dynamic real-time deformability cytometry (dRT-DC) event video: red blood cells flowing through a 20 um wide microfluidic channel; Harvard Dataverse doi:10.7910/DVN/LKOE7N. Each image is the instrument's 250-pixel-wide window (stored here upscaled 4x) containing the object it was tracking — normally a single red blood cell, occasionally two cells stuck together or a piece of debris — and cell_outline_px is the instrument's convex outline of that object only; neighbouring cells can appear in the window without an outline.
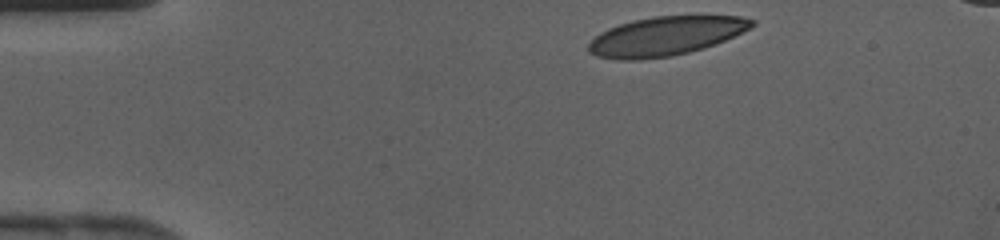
{"species": "human", "species_latin": "Homo sapiens", "temperature_condition": "cold", "stored_images_in_passage": 30, "camera_frame_rate_fps": 3000, "um_per_image_px": 0.085, "donor": {"sex": "female"}, "frame": {"image": 1, "passage_image": 1, "time_ms": 0.0, "image_size_px": [1000, 240], "cell_outline_px": [[756, 24], [724, 40], [704, 48], [672, 56], [640, 60], [616, 60], [596, 56], [588, 52], [588, 44], [600, 32], [608, 28], [632, 20], [652, 16], [740, 16], [756, 20]], "centroid_in_image_um": [56.52, 3.07], "position_along_channel_um": 28.5, "area_um2": 37.05}}
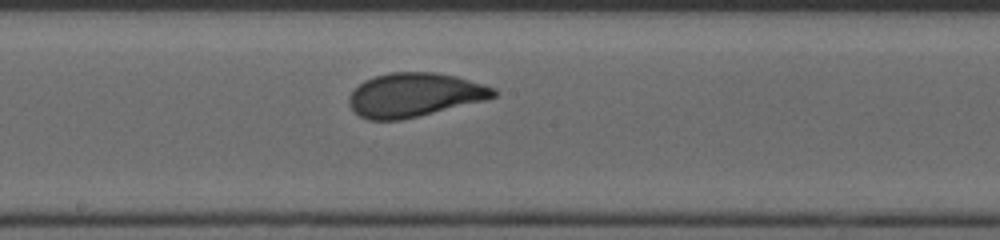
{"frame": {"image": 2, "passage_image": 17, "time_ms": 5.333, "image_size_px": [1000, 240], "cell_outline_px": [[496, 96], [484, 100], [400, 120], [368, 120], [360, 116], [348, 104], [348, 96], [364, 80], [388, 72], [436, 72], [456, 76], [484, 84], [496, 88]], "centroid_in_image_um": [35.22, 8.05], "position_along_channel_um": 213.0, "area_um2": 36.7}}
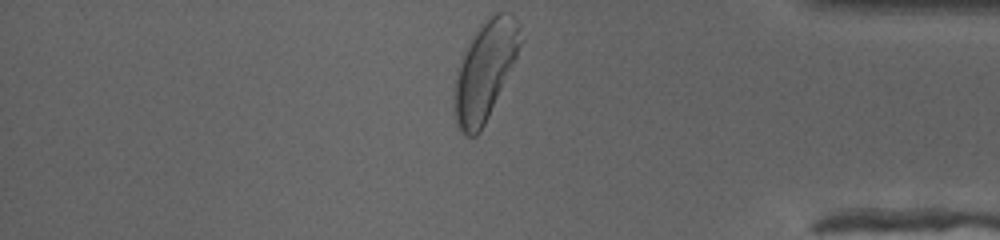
{"frame": {"image": 3, "passage_image": 30, "time_ms": 9.667, "image_size_px": [1000, 240], "cell_outline_px": [[524, 40], [488, 116], [480, 132], [476, 136], [464, 136], [460, 132], [456, 124], [452, 104], [456, 76], [460, 60], [468, 40], [496, 12], [508, 12], [516, 20]], "centroid_in_image_um": [41.19, 6.04], "position_along_channel_um": 394.0, "area_um2": 37.57}}